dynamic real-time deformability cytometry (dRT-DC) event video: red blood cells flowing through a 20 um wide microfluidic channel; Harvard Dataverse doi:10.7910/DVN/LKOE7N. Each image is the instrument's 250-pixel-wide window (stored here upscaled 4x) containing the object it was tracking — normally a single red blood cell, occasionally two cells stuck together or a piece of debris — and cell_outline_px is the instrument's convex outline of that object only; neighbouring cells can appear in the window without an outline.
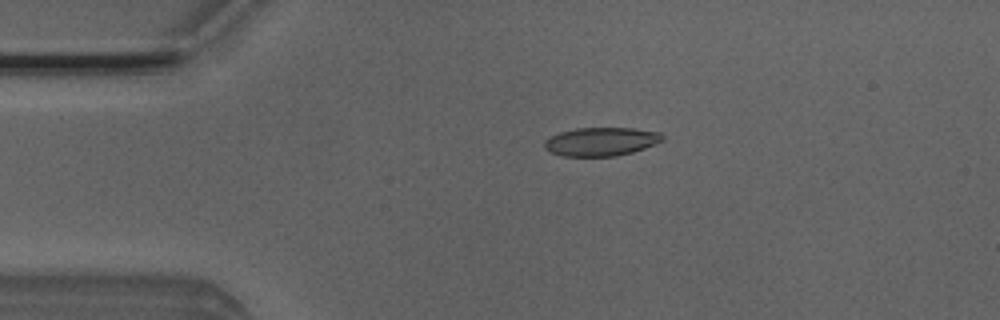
{"species": "Egyptian fruit bat (a non-hibernating species)", "species_latin": "Rousettus aegyptiacus", "temperature_condition": "room temperature", "stored_images_in_passage": 50, "camera_frame_rate_fps": 3000, "um_per_image_px": 0.085, "animal": {"sex": "male"}, "frame": {"image": 1, "passage_image": 10, "time_ms": 3.0, "image_size_px": [1000, 320], "cell_outline_px": [[664, 140], [644, 148], [632, 152], [616, 156], [560, 156], [544, 148], [544, 140], [560, 132], [576, 128], [632, 128], [660, 132], [664, 136]], "centroid_in_image_um": [51.09, 12.03], "position_along_channel_um": 33.9, "area_um2": 19.59}}
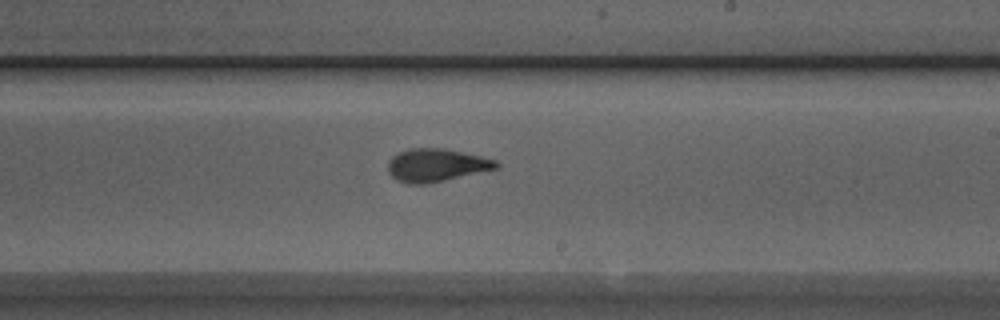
{"frame": {"image": 2, "passage_image": 29, "time_ms": 9.333, "image_size_px": [1000, 320], "cell_outline_px": [[500, 168], [428, 184], [408, 184], [396, 180], [388, 172], [388, 160], [392, 156], [408, 148], [444, 148], [480, 156], [496, 160], [500, 164]], "centroid_in_image_um": [37.08, 14.05], "position_along_channel_um": 251.9, "area_um2": 20.98}}
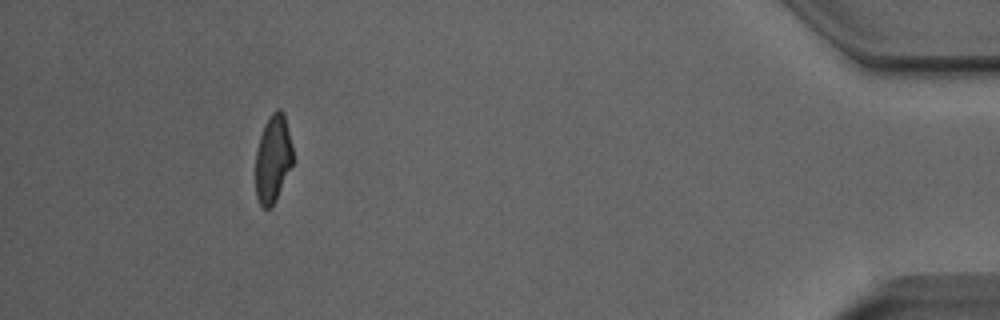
{"frame": {"image": 3, "passage_image": 46, "time_ms": 15.0, "image_size_px": [1000, 320], "cell_outline_px": [[292, 164], [276, 200], [268, 208], [264, 208], [260, 204], [256, 196], [256, 152], [260, 136], [272, 112], [276, 108], [280, 108], [284, 112], [292, 148]], "centroid_in_image_um": [23.2, 13.48], "position_along_channel_um": 412.0, "area_um2": 18.67}, "authors_computed_cell_mechanics": {"area_um2": 20.3745, "velocity_mm_per_s": 4.0294, "shape_relaxation_time_tau1_ms": 5.5967, "shape_relaxation_time_tau2_ms": 1.3143, "deformation_change_tau1": 0.1961, "deformation_change_tau2": 0.0637}}